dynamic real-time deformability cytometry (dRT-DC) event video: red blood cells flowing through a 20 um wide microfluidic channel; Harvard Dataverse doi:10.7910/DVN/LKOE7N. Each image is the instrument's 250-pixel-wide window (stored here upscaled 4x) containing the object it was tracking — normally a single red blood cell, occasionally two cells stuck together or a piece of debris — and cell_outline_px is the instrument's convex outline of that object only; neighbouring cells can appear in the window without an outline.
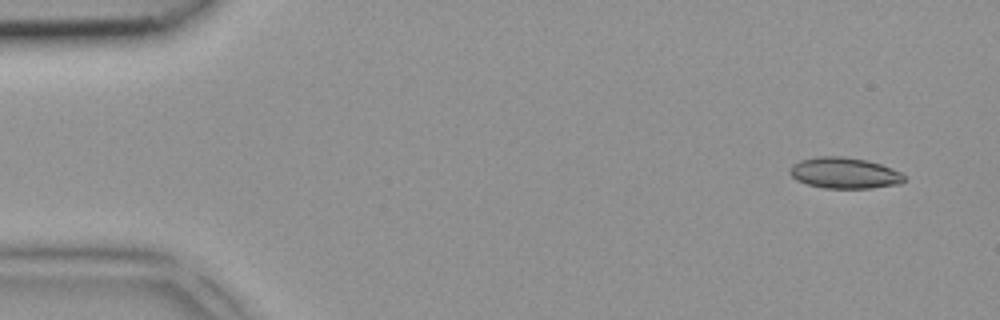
{"species": "common noctule bat (a hibernating species)", "species_latin": "Nyctalus noctula", "temperature_condition": "room temperature", "stored_images_in_passage": 3, "camera_frame_rate_fps": 3000, "um_per_image_px": 0.085, "animal": {"sex": "female", "body_mass_g": 18.4}, "frame": {"image": 1, "passage_image": 1, "time_ms": 0.0, "image_size_px": [1000, 320], "cell_outline_px": [[904, 180], [900, 184], [872, 188], [824, 188], [808, 184], [796, 180], [788, 172], [792, 164], [800, 160], [816, 156], [844, 156], [868, 160], [892, 168], [900, 172], [904, 176]], "centroid_in_image_um": [71.76, 14.69], "position_along_channel_um": 13.2, "area_um2": 20.81}}
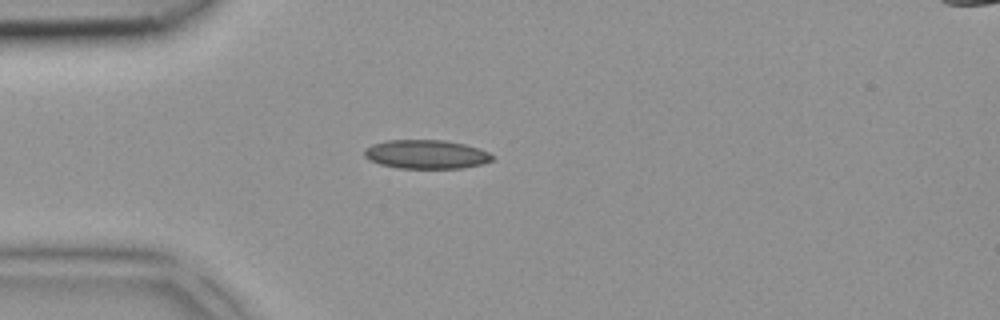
{"frame": {"image": 2, "passage_image": 3, "time_ms": 0.667, "image_size_px": [1000, 320], "cell_outline_px": [[492, 160], [480, 164], [464, 168], [400, 168], [380, 164], [368, 160], [364, 156], [364, 148], [372, 144], [384, 140], [444, 140], [464, 144], [480, 148], [488, 152], [492, 156]], "centroid_in_image_um": [36.18, 13.11], "position_along_channel_um": 48.8, "area_um2": 21.56}}